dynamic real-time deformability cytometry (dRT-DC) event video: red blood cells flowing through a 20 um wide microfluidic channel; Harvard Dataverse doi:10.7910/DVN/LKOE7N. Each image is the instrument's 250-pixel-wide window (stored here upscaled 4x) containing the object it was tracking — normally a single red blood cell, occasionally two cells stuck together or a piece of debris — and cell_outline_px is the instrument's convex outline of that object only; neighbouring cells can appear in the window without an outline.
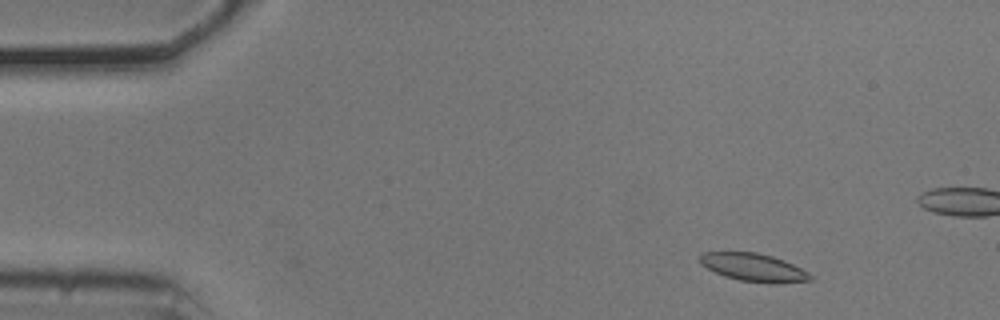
{"species": "common noctule bat (a hibernating species)", "species_latin": "Nyctalus noctula", "temperature_condition": "cold", "stored_images_in_passage": 11, "camera_frame_rate_fps": 3000, "um_per_image_px": 0.085, "animal": {"sex": "male", "body_mass_g": 20.5, "forearm_length_mm": 52.5}, "frame": {"image": 1, "passage_image": 4, "time_ms": 1.0, "image_size_px": [1000, 320], "cell_outline_px": [[812, 280], [776, 284], [768, 284], [740, 280], [724, 276], [700, 264], [700, 252], [756, 252], [772, 256], [784, 260], [808, 272], [812, 276]], "centroid_in_image_um": [64.06, 22.74], "position_along_channel_um": 20.9, "area_um2": 18.03}}